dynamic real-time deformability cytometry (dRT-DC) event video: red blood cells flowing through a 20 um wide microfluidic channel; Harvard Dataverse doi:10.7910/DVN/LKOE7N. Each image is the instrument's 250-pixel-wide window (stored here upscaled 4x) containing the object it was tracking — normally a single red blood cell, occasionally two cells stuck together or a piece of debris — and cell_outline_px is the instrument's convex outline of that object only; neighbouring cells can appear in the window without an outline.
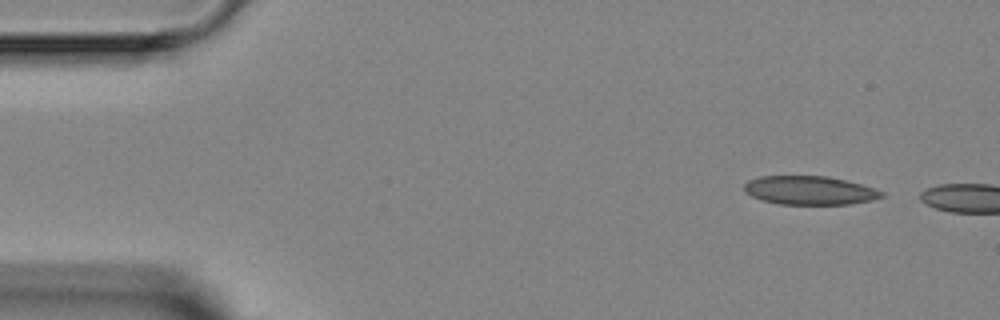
{"species": "Egyptian fruit bat (a non-hibernating species)", "species_latin": "Rousettus aegyptiacus", "temperature_condition": "room temperature", "stored_images_in_passage": 3, "camera_frame_rate_fps": 3000, "um_per_image_px": 0.085, "animal": {"sex": "female"}, "frame": {"image": 1, "passage_image": 1, "time_ms": 0.0, "image_size_px": [1000, 320], "cell_outline_px": [[884, 196], [872, 200], [852, 204], [780, 204], [760, 200], [744, 192], [744, 184], [748, 180], [760, 176], [828, 176], [860, 184], [884, 192]], "centroid_in_image_um": [68.78, 16.18], "position_along_channel_um": 16.2, "area_um2": 22.95}}